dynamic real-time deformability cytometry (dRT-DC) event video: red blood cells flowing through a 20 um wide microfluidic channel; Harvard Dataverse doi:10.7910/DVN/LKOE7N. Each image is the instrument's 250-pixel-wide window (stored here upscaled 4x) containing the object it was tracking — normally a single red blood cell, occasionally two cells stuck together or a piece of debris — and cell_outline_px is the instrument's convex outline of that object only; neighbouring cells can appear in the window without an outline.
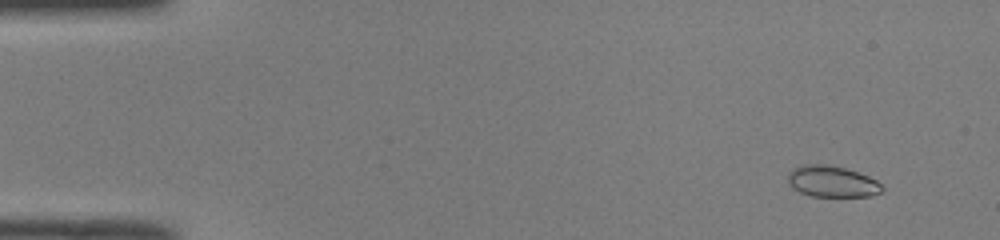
{"species": "common noctule bat (a hibernating species)", "species_latin": "Nyctalus noctula", "temperature_condition": "room temperature", "stored_images_in_passage": 49, "camera_frame_rate_fps": 3000, "um_per_image_px": 0.085, "animal": {"sex": "male", "body_mass_g": 19.0, "forearm_length_mm": 50.8}, "frame": {"image": 1, "passage_image": 2, "time_ms": 0.333, "image_size_px": [1000, 240], "cell_outline_px": [[884, 188], [880, 192], [872, 196], [812, 196], [800, 192], [792, 188], [788, 184], [788, 172], [792, 168], [800, 164], [828, 164], [844, 168], [868, 176], [876, 180]], "centroid_in_image_um": [70.67, 15.42], "position_along_channel_um": 14.3, "area_um2": 17.22}}
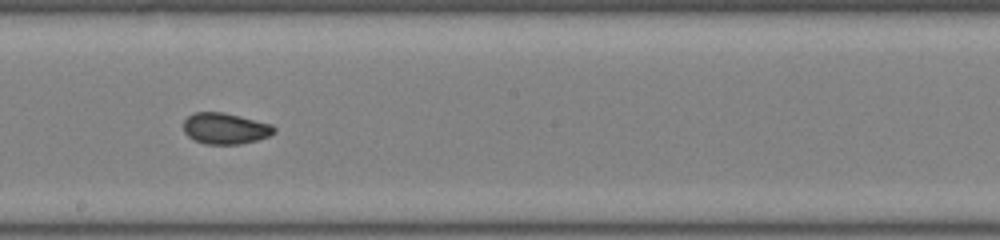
{"frame": {"image": 2, "passage_image": 27, "time_ms": 8.667, "image_size_px": [1000, 240], "cell_outline_px": [[276, 132], [268, 136], [256, 140], [240, 144], [204, 144], [188, 136], [184, 132], [184, 120], [188, 116], [196, 112], [224, 112], [272, 124], [276, 128]], "centroid_in_image_um": [19.16, 10.92], "position_along_channel_um": 229.0, "area_um2": 16.42}}
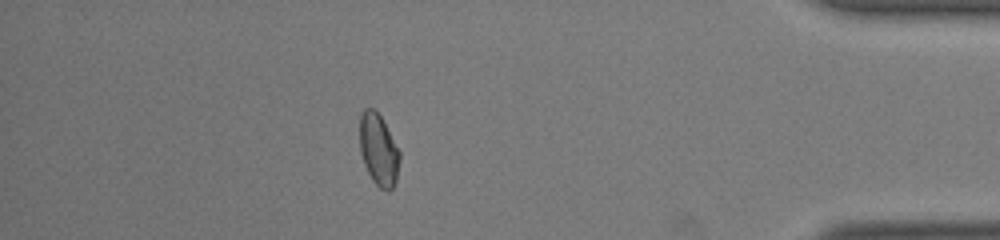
{"frame": {"image": 3, "passage_image": 43, "time_ms": 14.0, "image_size_px": [1000, 240], "cell_outline_px": [[400, 160], [396, 180], [392, 188], [388, 192], [380, 188], [372, 180], [364, 164], [360, 152], [360, 116], [364, 108], [372, 108], [380, 116], [400, 152]], "centroid_in_image_um": [32.17, 12.76], "position_along_channel_um": 403.0, "area_um2": 16.53}, "authors_computed_cell_mechanics": {"area_um2": 16.9354, "velocity_mm_per_s": 4.0183, "shape_relaxation_time_tau1_ms": null, "shape_relaxation_time_tau2_ms": 1.2804, "deformation_change_tau1": null, "deformation_change_tau2": 0.0436}}